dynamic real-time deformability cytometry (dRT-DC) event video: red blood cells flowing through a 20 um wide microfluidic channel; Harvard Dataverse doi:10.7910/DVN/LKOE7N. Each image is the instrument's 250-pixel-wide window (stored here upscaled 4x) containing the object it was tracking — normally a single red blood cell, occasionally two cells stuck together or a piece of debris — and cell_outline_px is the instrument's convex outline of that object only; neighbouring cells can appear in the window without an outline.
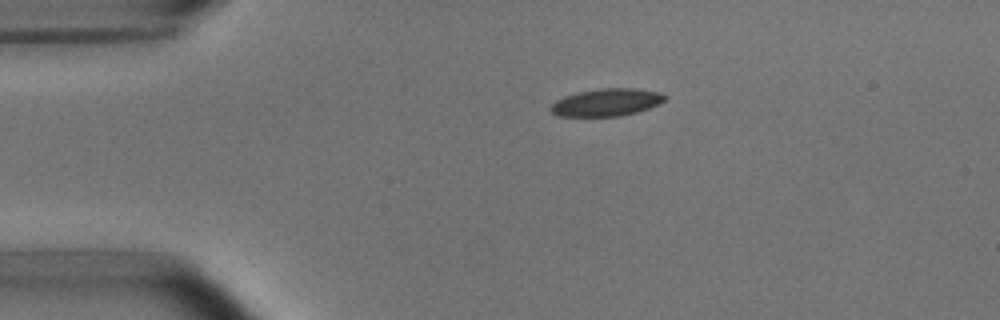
{"species": "common noctule bat (a hibernating species)", "species_latin": "Nyctalus noctula", "temperature_condition": "room temperature", "stored_images_in_passage": 4, "camera_frame_rate_fps": 3000, "um_per_image_px": 0.085, "animal": {"sex": "male", "body_mass_g": 15.6}, "frame": {"image": 1, "passage_image": 1, "time_ms": 0.0, "image_size_px": [1000, 320], "cell_outline_px": [[668, 96], [664, 100], [648, 108], [636, 112], [620, 116], [560, 116], [552, 112], [552, 104], [556, 100], [564, 96], [580, 92], [600, 88], [636, 88], [660, 92]], "centroid_in_image_um": [51.58, 8.69], "position_along_channel_um": 33.4, "area_um2": 18.03}}